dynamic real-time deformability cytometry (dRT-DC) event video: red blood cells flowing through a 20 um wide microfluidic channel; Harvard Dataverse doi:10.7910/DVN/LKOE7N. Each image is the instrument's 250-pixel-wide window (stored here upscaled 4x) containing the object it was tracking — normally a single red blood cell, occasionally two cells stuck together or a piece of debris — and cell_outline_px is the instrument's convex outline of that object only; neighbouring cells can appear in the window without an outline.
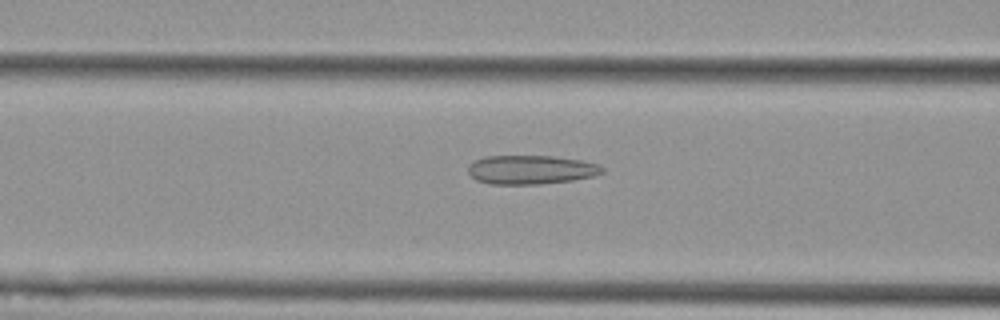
{"species": "Egyptian fruit bat (a non-hibernating species)", "species_latin": "Rousettus aegyptiacus", "temperature_condition": "cold", "stored_images_in_passage": 46, "camera_frame_rate_fps": 3000, "um_per_image_px": 0.085, "animal": {"sex": "female"}, "frame": {"image": 1, "passage_image": 14, "time_ms": 4.333, "image_size_px": [1000, 320], "cell_outline_px": [[604, 172], [592, 176], [572, 180], [540, 184], [492, 184], [476, 180], [468, 172], [468, 168], [476, 160], [484, 156], [552, 156], [584, 160], [596, 164], [604, 168]], "centroid_in_image_um": [45.14, 14.42], "position_along_channel_um": 121.5, "area_um2": 22.48}}
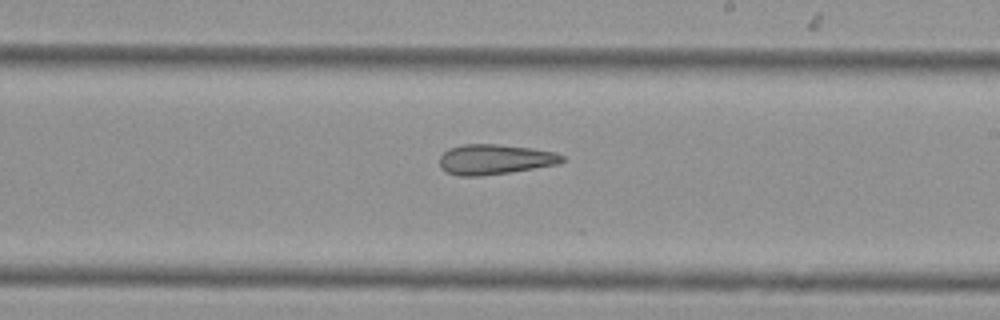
{"frame": {"image": 2, "passage_image": 24, "time_ms": 7.667, "image_size_px": [1000, 320], "cell_outline_px": [[564, 160], [556, 164], [508, 172], [480, 176], [456, 176], [444, 172], [440, 168], [440, 156], [448, 148], [464, 144], [496, 144], [532, 148], [556, 152], [564, 156]], "centroid_in_image_um": [42.0, 13.54], "position_along_channel_um": 247.0, "area_um2": 21.5}}
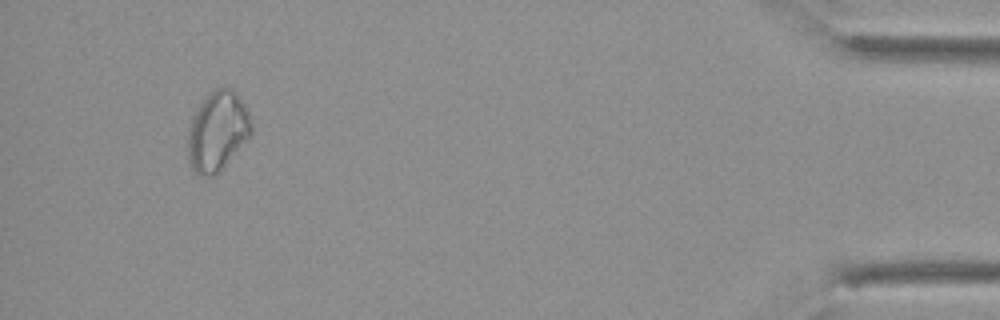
{"frame": {"image": 3, "passage_image": 43, "time_ms": 14.0, "image_size_px": [1000, 320], "cell_outline_px": [[252, 132], [224, 164], [212, 176], [200, 176], [192, 168], [188, 160], [188, 128], [192, 116], [204, 96], [216, 88], [232, 88], [236, 92], [244, 104], [248, 112], [252, 124]], "centroid_in_image_um": [18.45, 11.1], "position_along_channel_um": 416.7, "area_um2": 28.96}, "authors_computed_cell_mechanics": {"area_um2": 23.7847, "velocity_mm_per_s": 3.7814, "shape_relaxation_time_tau1_ms": null, "shape_relaxation_time_tau2_ms": 7.6586, "deformation_change_tau1": null, "deformation_change_tau2": 0.165}}